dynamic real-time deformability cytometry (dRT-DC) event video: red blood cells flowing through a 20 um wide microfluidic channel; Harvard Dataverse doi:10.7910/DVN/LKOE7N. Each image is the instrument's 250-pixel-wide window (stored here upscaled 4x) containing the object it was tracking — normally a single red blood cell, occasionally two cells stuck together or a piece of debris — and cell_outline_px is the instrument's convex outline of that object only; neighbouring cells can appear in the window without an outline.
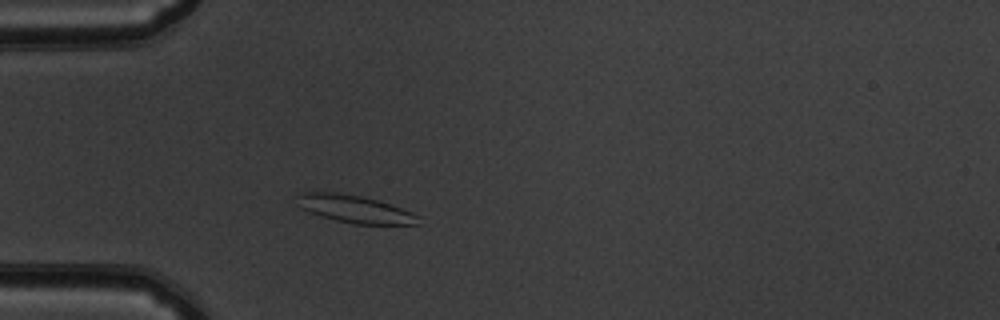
{"species": "common noctule bat (a hibernating species)", "species_latin": "Nyctalus noctula", "temperature_condition": "warm", "stored_images_in_passage": 39, "camera_frame_rate_fps": 3000, "um_per_image_px": 0.085, "animal": {"sex": "male", "body_mass_g": 19.5, "forearm_length_mm": 54.6}, "frame": {"image": 1, "passage_image": 1, "time_ms": 0.0, "image_size_px": [1000, 320], "cell_outline_px": [[420, 224], [352, 224], [320, 216], [296, 204], [300, 192], [336, 192], [360, 196], [392, 204], [412, 212], [420, 216]], "centroid_in_image_um": [30.2, 17.77], "position_along_channel_um": 54.8, "area_um2": 19.36}}
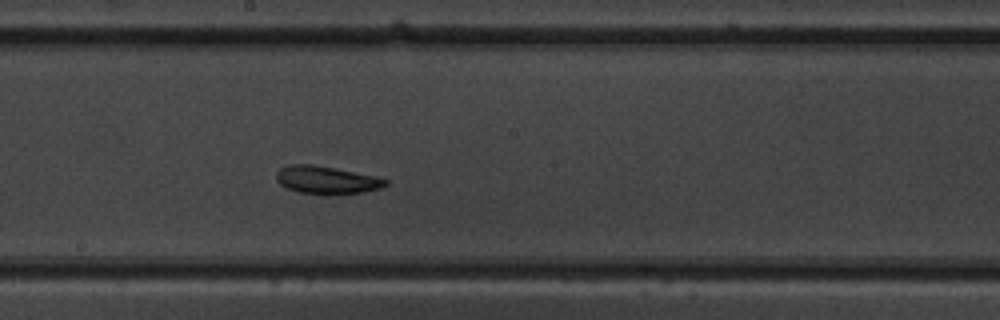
{"frame": {"image": 2, "passage_image": 15, "time_ms": 4.667, "image_size_px": [1000, 320], "cell_outline_px": [[388, 184], [380, 188], [364, 192], [328, 196], [324, 196], [296, 192], [280, 184], [276, 180], [276, 172], [280, 168], [288, 164], [312, 164], [376, 176], [388, 180]], "centroid_in_image_um": [27.74, 15.32], "position_along_channel_um": 220.5, "area_um2": 18.09}}
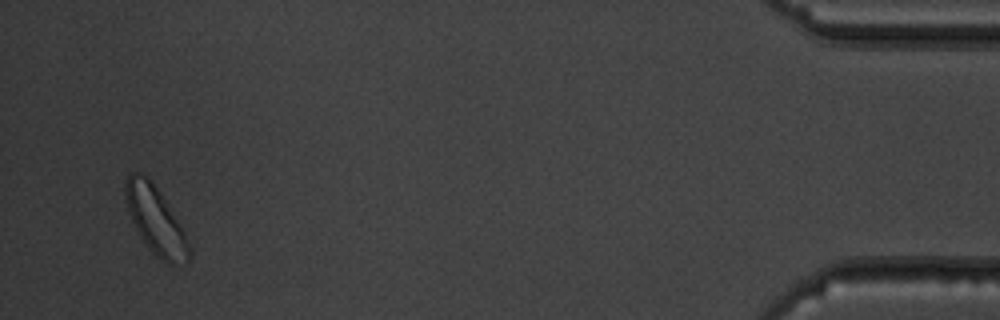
{"frame": {"image": 3, "passage_image": 37, "time_ms": 12.0, "image_size_px": [1000, 320], "cell_outline_px": [[192, 256], [188, 260], [172, 264], [168, 264], [156, 256], [152, 252], [140, 236], [128, 212], [124, 196], [124, 184], [128, 176], [132, 172], [140, 172], [148, 176], [152, 180], [160, 192], [192, 248]], "centroid_in_image_um": [13.19, 18.7], "position_along_channel_um": 422.0, "area_um2": 24.74}, "authors_computed_cell_mechanics": {"area_um2": 17.6868, "velocity_mm_per_s": 3.7665, "shape_relaxation_time_tau1_ms": 8.6698, "shape_relaxation_time_tau2_ms": 6.9032, "deformation_change_tau1": 0.1679, "deformation_change_tau2": 0.1305}}